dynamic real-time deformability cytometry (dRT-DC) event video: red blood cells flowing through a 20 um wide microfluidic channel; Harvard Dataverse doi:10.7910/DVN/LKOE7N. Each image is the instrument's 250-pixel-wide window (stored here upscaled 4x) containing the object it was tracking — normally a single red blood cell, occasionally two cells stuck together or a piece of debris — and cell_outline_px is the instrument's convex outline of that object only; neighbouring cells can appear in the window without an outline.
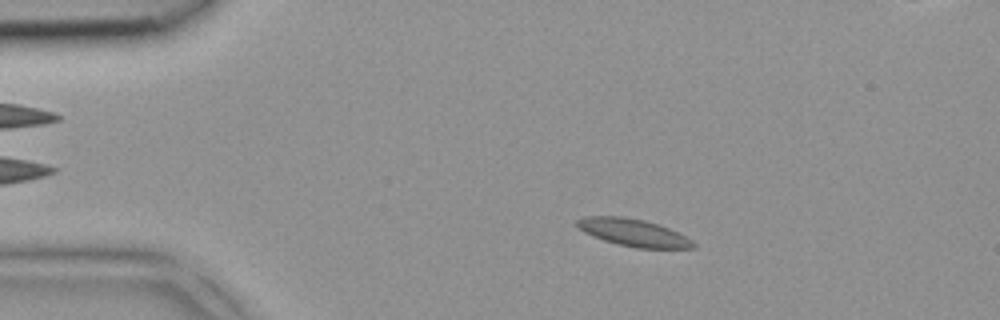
{"species": "common noctule bat (a hibernating species)", "species_latin": "Nyctalus noctula", "temperature_condition": "room temperature", "stored_images_in_passage": 43, "segment_of_instrument_passage": [1, 2], "camera_frame_rate_fps": 3000, "um_per_image_px": 0.085, "animal": {"sex": "female", "body_mass_g": 18.4}, "frame": {"image": 1, "passage_image": 7, "time_ms": 2.0, "image_size_px": [1000, 320], "cell_outline_px": [[696, 248], [636, 248], [616, 244], [604, 240], [584, 232], [576, 224], [576, 220], [584, 216], [624, 216], [644, 220], [668, 228], [692, 240], [696, 244]], "centroid_in_image_um": [53.82, 19.77], "position_along_channel_um": 31.2, "area_um2": 18.38}}
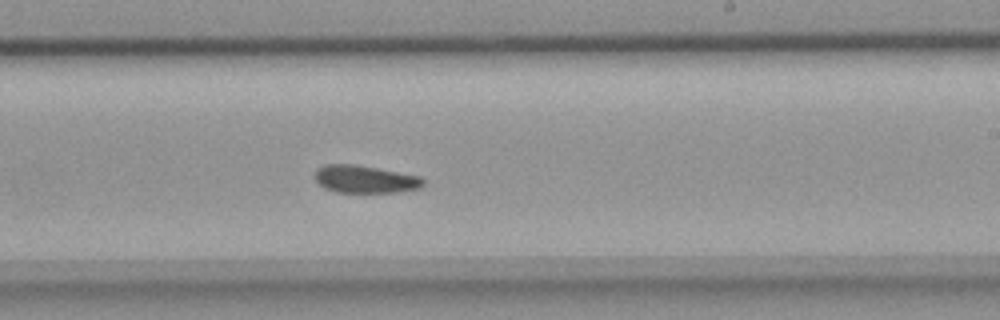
{"frame": {"image": 2, "passage_image": 25, "time_ms": 8.0, "image_size_px": [1000, 320], "cell_outline_px": [[424, 184], [420, 188], [396, 192], [336, 192], [324, 188], [316, 180], [316, 168], [324, 164], [352, 164], [376, 168], [420, 176], [424, 180]], "centroid_in_image_um": [31.02, 15.23], "position_along_channel_um": 258.0, "area_um2": 17.28}}
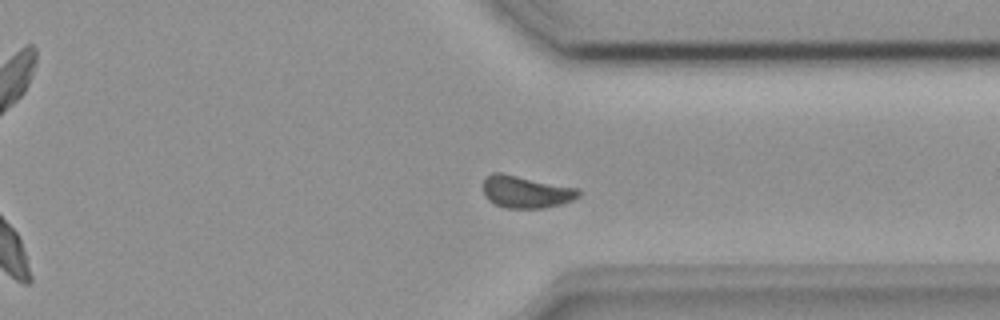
{"frame": {"image": 3, "passage_image": 32, "time_ms": 10.333, "image_size_px": [1000, 320], "cell_outline_px": [[580, 196], [572, 200], [560, 204], [544, 208], [504, 208], [488, 200], [484, 192], [484, 180], [492, 172], [500, 172], [580, 188]], "centroid_in_image_um": [44.73, 16.3], "position_along_channel_um": 366.7, "area_um2": 17.98}}